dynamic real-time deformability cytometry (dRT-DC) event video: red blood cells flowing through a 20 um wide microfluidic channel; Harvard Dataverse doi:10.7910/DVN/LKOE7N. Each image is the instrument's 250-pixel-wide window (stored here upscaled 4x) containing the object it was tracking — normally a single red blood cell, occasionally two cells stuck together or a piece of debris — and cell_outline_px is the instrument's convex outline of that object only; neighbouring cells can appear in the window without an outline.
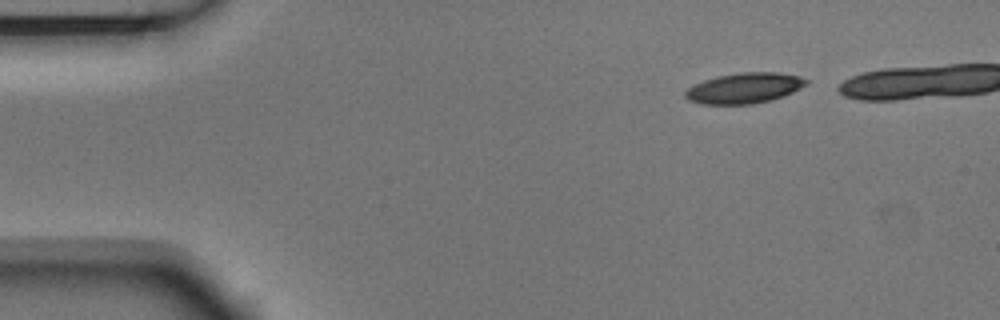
{"species": "Egyptian fruit bat (a non-hibernating species)", "species_latin": "Rousettus aegyptiacus", "temperature_condition": "room temperature", "stored_images_in_passage": 4, "camera_frame_rate_fps": 3000, "um_per_image_px": 0.085, "animal": {"sex": "male"}, "frame": {"image": 1, "passage_image": 1, "time_ms": 0.0, "image_size_px": [1000, 320], "cell_outline_px": [[812, 80], [808, 84], [784, 96], [752, 104], [700, 104], [688, 100], [684, 96], [684, 92], [688, 88], [704, 80], [716, 76], [740, 72], [780, 72], [800, 76]], "centroid_in_image_um": [63.3, 7.48], "position_along_channel_um": 21.7, "area_um2": 21.68}}